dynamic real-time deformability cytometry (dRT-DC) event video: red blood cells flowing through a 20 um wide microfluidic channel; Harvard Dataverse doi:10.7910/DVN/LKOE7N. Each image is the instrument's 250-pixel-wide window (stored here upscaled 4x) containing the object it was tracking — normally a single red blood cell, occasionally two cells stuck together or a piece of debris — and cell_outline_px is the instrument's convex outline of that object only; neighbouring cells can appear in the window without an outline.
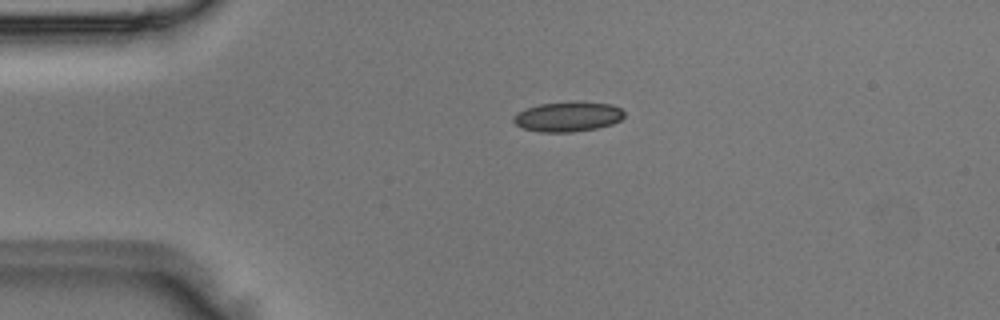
{"species": "Egyptian fruit bat (a non-hibernating species)", "species_latin": "Rousettus aegyptiacus", "temperature_condition": "room temperature", "stored_images_in_passage": 39, "camera_frame_rate_fps": 3000, "um_per_image_px": 0.085, "animal": {"sex": "male"}, "frame": {"image": 1, "passage_image": 1, "time_ms": 0.0, "image_size_px": [1000, 320], "cell_outline_px": [[624, 116], [620, 120], [612, 124], [596, 128], [572, 132], [540, 132], [524, 128], [516, 124], [512, 120], [512, 116], [516, 112], [524, 108], [540, 104], [580, 100], [612, 104], [620, 108], [624, 112]], "centroid_in_image_um": [48.26, 9.89], "position_along_channel_um": 36.7, "area_um2": 19.65}}
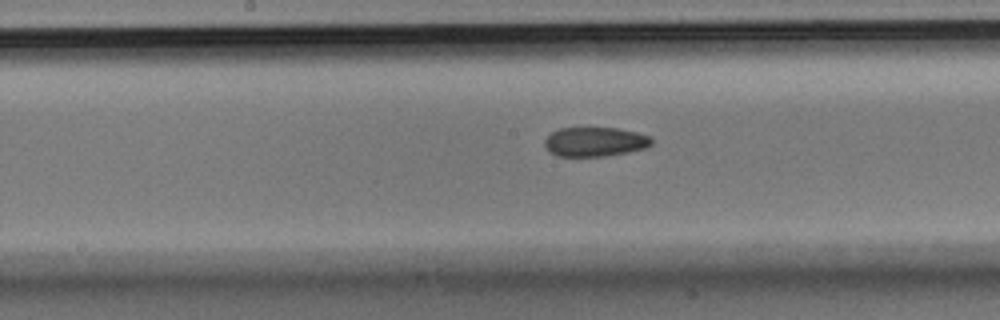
{"frame": {"image": 2, "passage_image": 15, "time_ms": 4.667, "image_size_px": [1000, 320], "cell_outline_px": [[652, 144], [644, 148], [628, 152], [604, 156], [560, 156], [548, 152], [544, 144], [544, 140], [552, 132], [560, 128], [616, 128], [636, 132], [648, 136], [652, 140]], "centroid_in_image_um": [50.54, 12.05], "position_along_channel_um": 197.7, "area_um2": 18.15}}
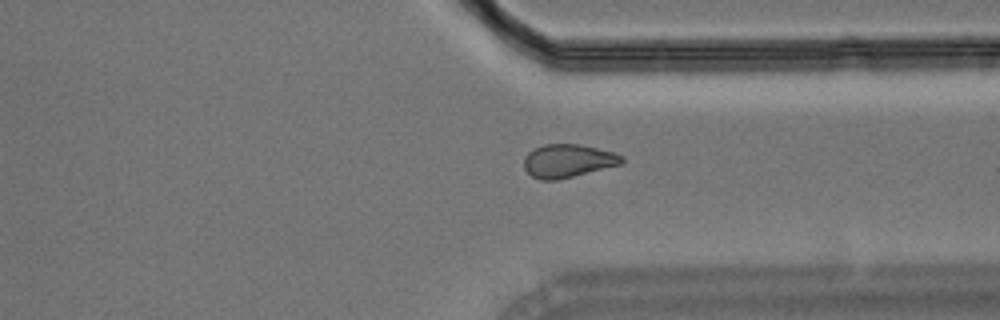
{"frame": {"image": 3, "passage_image": 27, "time_ms": 8.667, "image_size_px": [1000, 320], "cell_outline_px": [[624, 164], [556, 180], [540, 180], [532, 176], [524, 168], [524, 156], [528, 152], [544, 144], [580, 144], [612, 152], [624, 156]], "centroid_in_image_um": [48.29, 13.67], "position_along_channel_um": 363.1, "area_um2": 18.96}}